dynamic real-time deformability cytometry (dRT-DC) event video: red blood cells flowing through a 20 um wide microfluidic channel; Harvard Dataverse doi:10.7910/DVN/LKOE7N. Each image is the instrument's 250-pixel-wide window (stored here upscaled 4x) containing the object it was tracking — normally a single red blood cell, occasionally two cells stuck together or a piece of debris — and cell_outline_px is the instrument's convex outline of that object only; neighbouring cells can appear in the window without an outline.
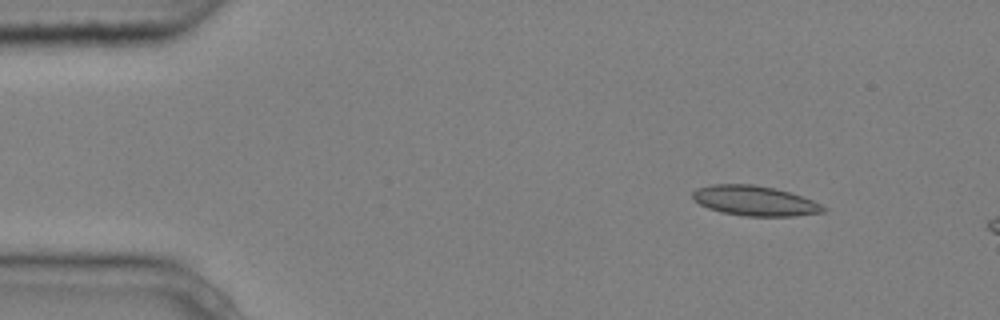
{"species": "common noctule bat (a hibernating species)", "species_latin": "Nyctalus noctula", "temperature_condition": "cold", "stored_images_in_passage": 7, "camera_frame_rate_fps": 3000, "um_per_image_px": 0.085, "animal": {"sex": "male", "body_mass_g": 20.4}, "frame": {"image": 1, "passage_image": 1, "time_ms": 0.0, "image_size_px": [1000, 320], "cell_outline_px": [[828, 208], [824, 212], [792, 216], [744, 216], [720, 212], [708, 208], [692, 200], [692, 192], [696, 188], [712, 184], [752, 184], [776, 188], [812, 200]], "centroid_in_image_um": [64.11, 17.06], "position_along_channel_um": 20.9, "area_um2": 22.89}}
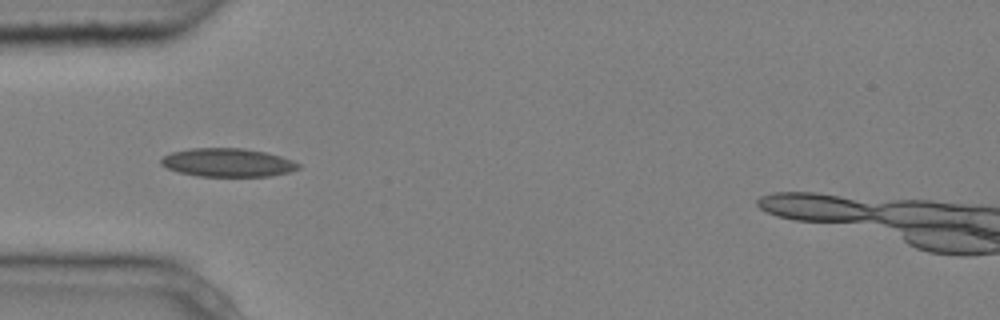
{"frame": {"image": 2, "passage_image": 4, "time_ms": 1.0, "image_size_px": [1000, 320], "cell_outline_px": [[300, 168], [288, 172], [272, 176], [196, 176], [180, 172], [168, 168], [160, 164], [160, 160], [164, 156], [172, 152], [188, 148], [244, 148], [264, 152], [280, 156], [292, 160], [300, 164]], "centroid_in_image_um": [19.35, 13.81], "position_along_channel_um": 65.7, "area_um2": 22.72}}
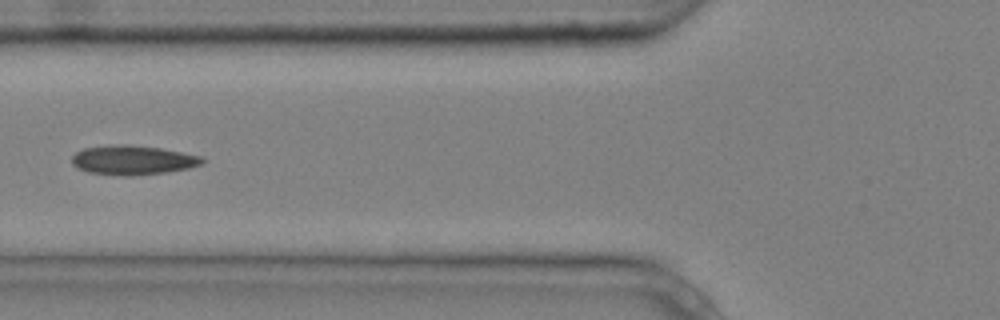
{"frame": {"image": 3, "passage_image": 5, "time_ms": 1.333, "image_size_px": [1000, 320], "cell_outline_px": [[204, 164], [188, 168], [164, 172], [132, 176], [124, 176], [88, 172], [76, 168], [72, 164], [72, 156], [76, 152], [84, 148], [120, 144], [124, 144], [160, 148], [200, 156], [204, 160]], "centroid_in_image_um": [11.26, 13.61], "position_along_channel_um": 114.5, "area_um2": 22.14}}